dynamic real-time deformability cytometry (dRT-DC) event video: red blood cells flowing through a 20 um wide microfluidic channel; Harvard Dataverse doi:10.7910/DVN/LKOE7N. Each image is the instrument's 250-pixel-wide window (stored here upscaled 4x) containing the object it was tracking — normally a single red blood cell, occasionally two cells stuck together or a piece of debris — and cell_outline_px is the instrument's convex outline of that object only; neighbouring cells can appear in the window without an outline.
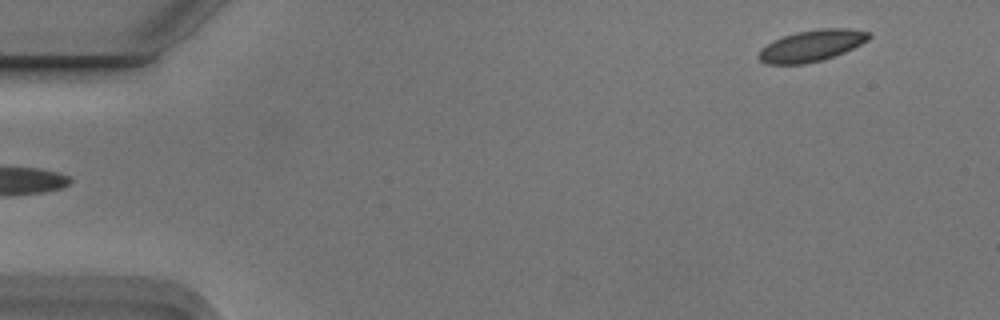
{"species": "Egyptian fruit bat (a non-hibernating species)", "species_latin": "Rousettus aegyptiacus", "temperature_condition": "cold", "stored_images_in_passage": 4, "camera_frame_rate_fps": 3000, "um_per_image_px": 0.085, "animal": {"sex": "male"}, "frame": {"image": 1, "passage_image": 1, "time_ms": 0.0, "image_size_px": [1000, 320], "cell_outline_px": [[872, 36], [868, 40], [836, 56], [824, 60], [804, 64], [764, 64], [756, 56], [760, 48], [772, 40], [796, 32], [820, 28], [848, 28], [872, 32]], "centroid_in_image_um": [68.97, 3.88], "position_along_channel_um": 16.0, "area_um2": 20.52}}